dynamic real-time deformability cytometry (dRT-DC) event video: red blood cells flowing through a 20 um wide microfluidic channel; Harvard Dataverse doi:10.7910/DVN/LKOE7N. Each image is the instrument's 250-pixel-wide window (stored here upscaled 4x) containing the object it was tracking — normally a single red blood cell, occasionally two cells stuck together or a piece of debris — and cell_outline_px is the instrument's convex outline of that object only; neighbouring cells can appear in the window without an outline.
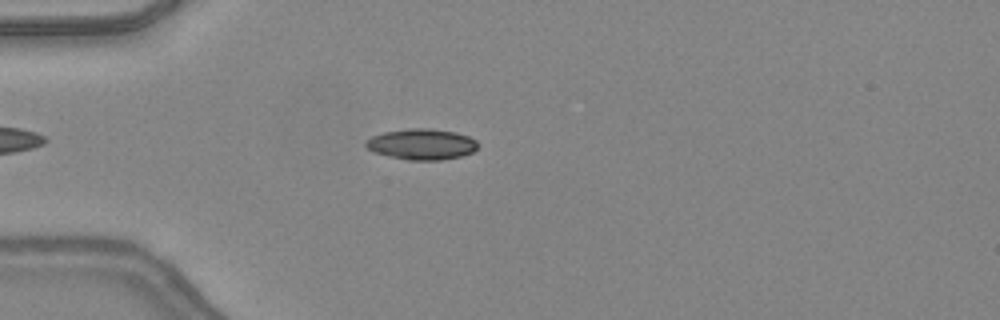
{"species": "common noctule bat (a hibernating species)", "species_latin": "Nyctalus noctula", "temperature_condition": "warm", "stored_images_in_passage": 36, "camera_frame_rate_fps": 3000, "um_per_image_px": 0.085, "animal": {"sex": "female", "body_mass_g": 24.6, "forearm_length_mm": 56.2}, "frame": {"image": 1, "passage_image": 2, "time_ms": 0.333, "image_size_px": [1000, 320], "cell_outline_px": [[476, 148], [472, 152], [460, 156], [440, 160], [408, 160], [388, 156], [376, 152], [368, 148], [364, 144], [372, 136], [384, 132], [412, 128], [428, 128], [456, 132], [468, 136], [476, 140]], "centroid_in_image_um": [35.84, 12.25], "position_along_channel_um": 49.2, "area_um2": 19.88}}
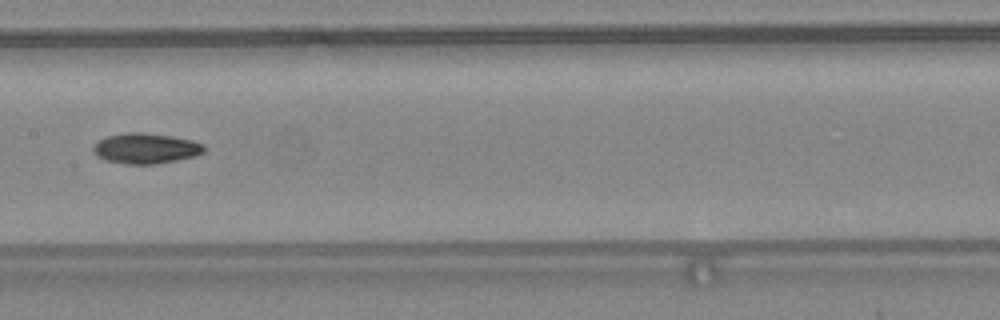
{"frame": {"image": 2, "passage_image": 13, "time_ms": 4.0, "image_size_px": [1000, 320], "cell_outline_px": [[204, 152], [196, 156], [156, 164], [128, 164], [104, 160], [96, 156], [92, 152], [92, 148], [100, 140], [108, 136], [124, 132], [144, 132], [172, 136], [192, 140], [204, 144]], "centroid_in_image_um": [12.38, 12.61], "position_along_channel_um": 195.0, "area_um2": 19.77}}
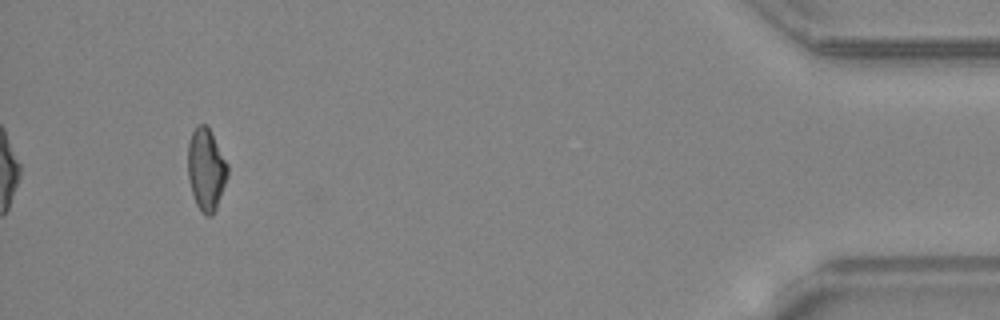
{"frame": {"image": 3, "passage_image": 33, "time_ms": 10.667, "image_size_px": [1000, 320], "cell_outline_px": [[228, 176], [216, 208], [212, 216], [208, 216], [200, 212], [196, 204], [192, 192], [188, 176], [188, 144], [192, 132], [200, 124], [204, 124], [208, 128], [228, 164]], "centroid_in_image_um": [17.52, 14.44], "position_along_channel_um": 417.7, "area_um2": 18.73}, "authors_computed_cell_mechanics": {"area_um2": 19.2763, "velocity_mm_per_s": 4.4108, "shape_relaxation_time_tau1_ms": 6.0417, "shape_relaxation_time_tau2_ms": 5.1254, "deformation_change_tau1": 0.1566, "deformation_change_tau2": 0.1147}}